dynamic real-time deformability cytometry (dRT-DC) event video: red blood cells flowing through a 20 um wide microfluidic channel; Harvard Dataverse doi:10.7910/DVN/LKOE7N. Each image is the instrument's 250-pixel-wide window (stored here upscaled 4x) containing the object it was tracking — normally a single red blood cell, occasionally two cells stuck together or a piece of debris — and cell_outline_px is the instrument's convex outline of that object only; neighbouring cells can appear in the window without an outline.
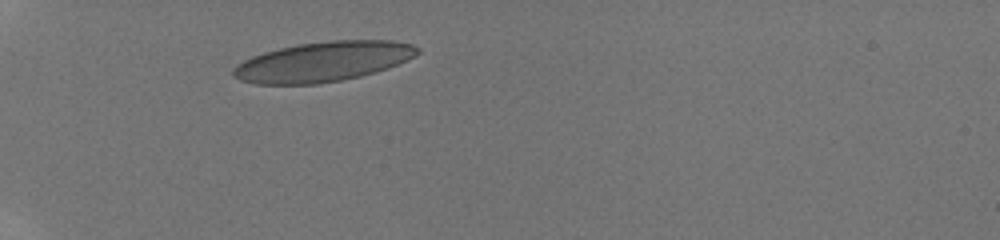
{"species": "human", "species_latin": "Homo sapiens", "temperature_condition": "room temperature", "stored_images_in_passage": 18, "camera_frame_rate_fps": 3000, "um_per_image_px": 0.085, "donor": {"sex": "male"}, "frame": {"image": 1, "passage_image": 1, "time_ms": 0.0, "image_size_px": [1000, 240], "cell_outline_px": [[420, 52], [416, 56], [388, 68], [376, 72], [360, 76], [340, 80], [316, 84], [256, 84], [240, 80], [232, 76], [232, 68], [236, 64], [252, 56], [264, 52], [280, 48], [300, 44], [332, 40], [392, 40], [412, 44], [420, 48]], "centroid_in_image_um": [27.46, 5.24], "position_along_channel_um": 57.5, "area_um2": 42.89}}
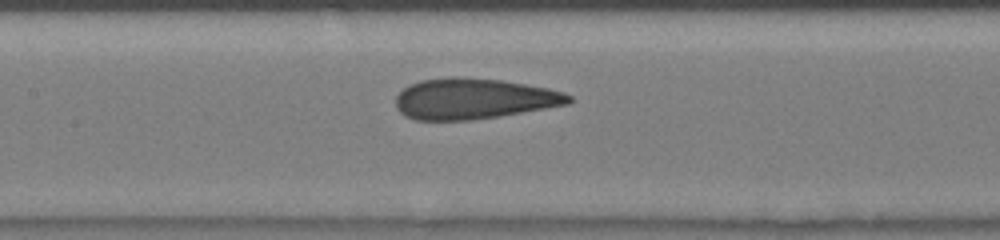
{"frame": {"image": 2, "passage_image": 7, "time_ms": 3.333, "image_size_px": [1000, 240], "cell_outline_px": [[572, 100], [568, 104], [500, 116], [472, 120], [416, 120], [404, 116], [396, 108], [396, 96], [408, 84], [420, 80], [448, 76], [464, 76], [500, 80], [548, 88], [564, 92], [572, 96]], "centroid_in_image_um": [40.23, 8.38], "position_along_channel_um": 167.2, "area_um2": 41.38}}
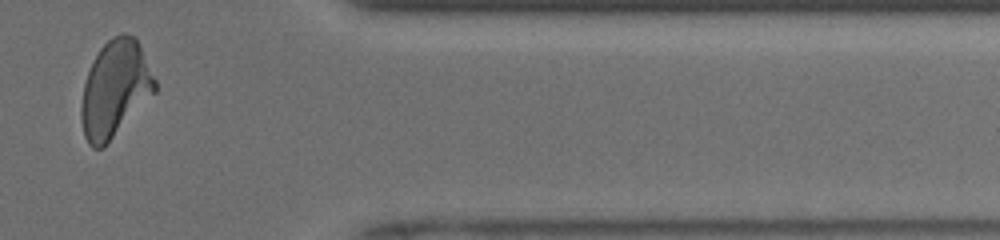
{"frame": {"image": 3, "passage_image": 15, "time_ms": 9.333, "image_size_px": [1000, 240], "cell_outline_px": [[156, 92], [104, 148], [92, 148], [88, 144], [84, 136], [80, 120], [80, 108], [84, 84], [88, 72], [100, 48], [112, 36], [120, 32], [124, 32], [136, 36], [156, 80]], "centroid_in_image_um": [9.78, 7.57], "position_along_channel_um": 401.6, "area_um2": 41.79}, "authors_computed_cell_mechanics": {"area_um2": 41.0669, "velocity_mm_per_s": 4.1476, "shape_relaxation_time_tau1_ms": 5.665, "shape_relaxation_time_tau2_ms": 0.6376, "deformation_change_tau1": 0.1686, "deformation_change_tau2": 0.0594}}